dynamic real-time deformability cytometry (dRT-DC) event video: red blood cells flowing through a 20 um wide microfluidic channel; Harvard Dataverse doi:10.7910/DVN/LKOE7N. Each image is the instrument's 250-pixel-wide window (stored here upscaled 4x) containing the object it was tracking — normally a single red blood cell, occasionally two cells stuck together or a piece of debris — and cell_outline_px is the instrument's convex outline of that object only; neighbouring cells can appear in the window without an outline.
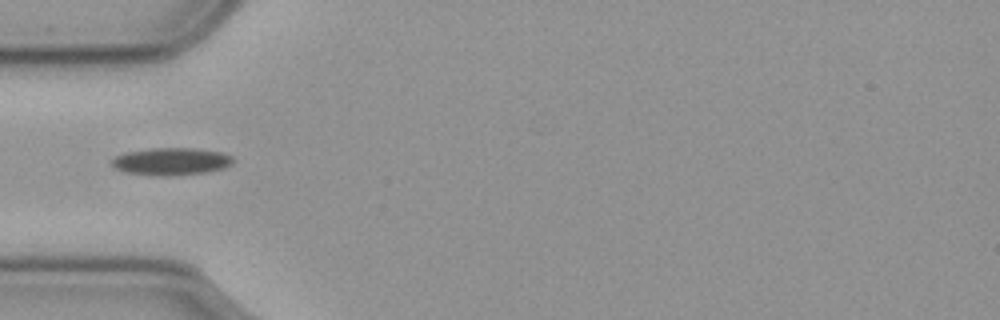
{"species": "common noctule bat (a hibernating species)", "species_latin": "Nyctalus noctula", "temperature_condition": "cold", "stored_images_in_passage": 10, "camera_frame_rate_fps": 3000, "um_per_image_px": 0.085, "animal": {"sex": "male", "body_mass_g": 23.1, "forearm_length_mm": 52.7}, "frame": {"image": 1, "passage_image": 1, "time_ms": 0.0, "image_size_px": [1000, 320], "cell_outline_px": [[232, 164], [224, 168], [204, 172], [128, 172], [112, 168], [112, 160], [116, 156], [128, 152], [152, 148], [192, 148], [220, 152], [232, 156]], "centroid_in_image_um": [14.58, 13.65], "position_along_channel_um": 70.4, "area_um2": 17.86}}
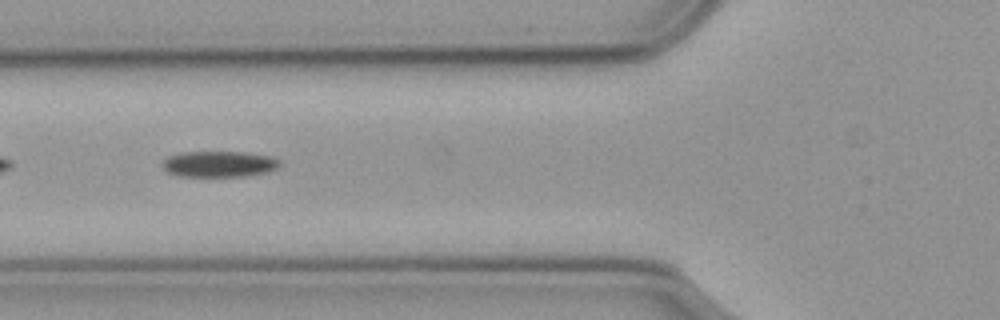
{"frame": {"image": 2, "passage_image": 4, "time_ms": 1.0, "image_size_px": [1000, 320], "cell_outline_px": [[280, 164], [276, 168], [264, 172], [244, 176], [176, 176], [168, 172], [160, 164], [168, 156], [184, 152], [240, 152], [272, 156], [280, 160]], "centroid_in_image_um": [18.59, 13.94], "position_along_channel_um": 107.2, "area_um2": 17.63}}
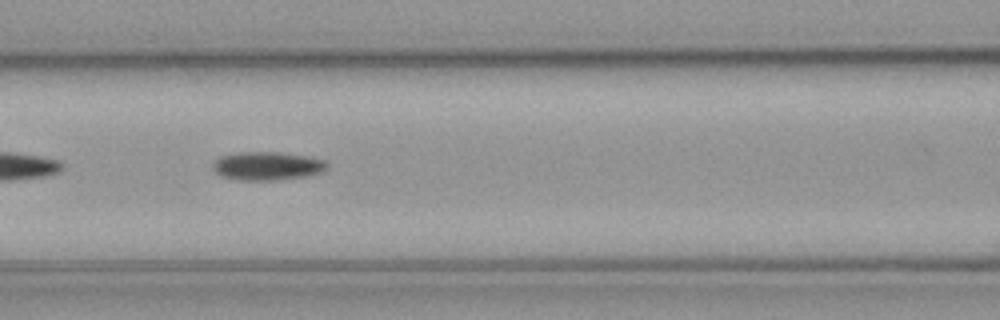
{"frame": {"image": 3, "passage_image": 7, "time_ms": 2.0, "image_size_px": [1000, 320], "cell_outline_px": [[328, 164], [320, 172], [304, 176], [272, 180], [240, 180], [224, 176], [216, 172], [212, 168], [212, 164], [220, 156], [244, 152], [280, 152], [308, 156], [324, 160]], "centroid_in_image_um": [22.69, 14.09], "position_along_channel_um": 143.9, "area_um2": 18.55}}